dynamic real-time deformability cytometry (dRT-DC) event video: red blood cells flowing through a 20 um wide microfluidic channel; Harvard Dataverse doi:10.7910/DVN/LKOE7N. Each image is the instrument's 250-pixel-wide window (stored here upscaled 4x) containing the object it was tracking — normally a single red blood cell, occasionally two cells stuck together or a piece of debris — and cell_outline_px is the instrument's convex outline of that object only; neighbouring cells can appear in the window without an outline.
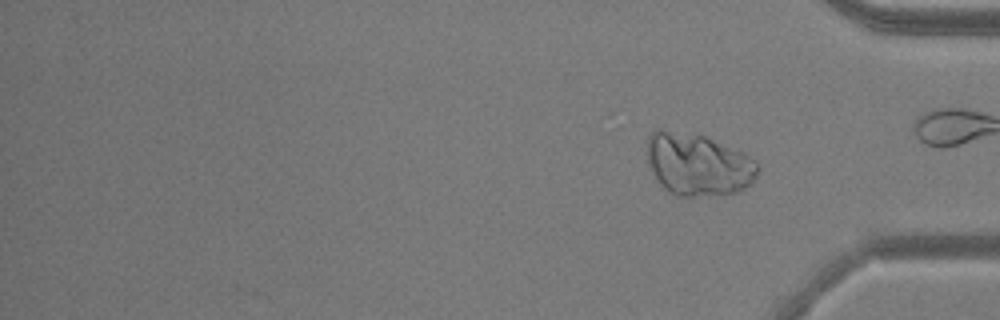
{"species": "common noctule bat (a hibernating species)", "species_latin": "Nyctalus noctula", "temperature_condition": "warm", "stored_images_in_passage": 39, "camera_frame_rate_fps": 3000, "um_per_image_px": 0.085, "animal": {"sex": "male", "body_mass_g": 20.5, "forearm_length_mm": 52.5}, "frame": {"image": 1, "passage_image": 39, "time_ms": 12.667, "image_size_px": [1000, 320], "cell_outline_px": [[760, 168], [756, 176], [744, 188], [736, 192], [692, 196], [676, 196], [668, 192], [656, 180], [648, 164], [648, 136], [656, 128], [660, 128], [704, 136], [740, 152], [756, 160]], "centroid_in_image_um": [59.28, 13.98], "position_along_channel_um": 375.9, "area_um2": 39.82}}